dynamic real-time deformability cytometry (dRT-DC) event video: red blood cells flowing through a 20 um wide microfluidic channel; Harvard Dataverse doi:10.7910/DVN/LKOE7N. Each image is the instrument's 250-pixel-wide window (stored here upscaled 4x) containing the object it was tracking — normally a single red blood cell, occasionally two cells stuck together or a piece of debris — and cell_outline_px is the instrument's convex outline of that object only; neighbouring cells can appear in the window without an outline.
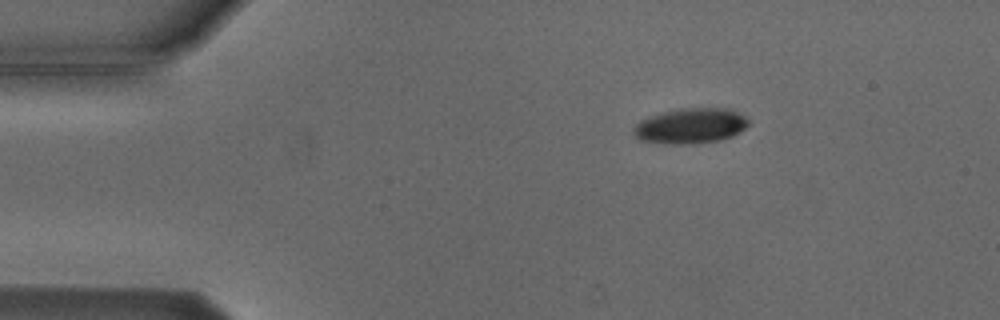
{"species": "Egyptian fruit bat (a non-hibernating species)", "species_latin": "Rousettus aegyptiacus", "temperature_condition": "cold", "stored_images_in_passage": 5, "camera_frame_rate_fps": 3000, "um_per_image_px": 0.085, "animal": {"sex": "male"}, "frame": {"image": 1, "passage_image": 1, "time_ms": 0.0, "image_size_px": [1000, 320], "cell_outline_px": [[748, 124], [740, 132], [732, 136], [720, 140], [696, 144], [672, 144], [640, 140], [632, 136], [632, 128], [640, 120], [648, 116], [680, 108], [728, 108], [744, 116], [748, 120]], "centroid_in_image_um": [58.65, 10.71], "position_along_channel_um": 26.3, "area_um2": 23.81}}
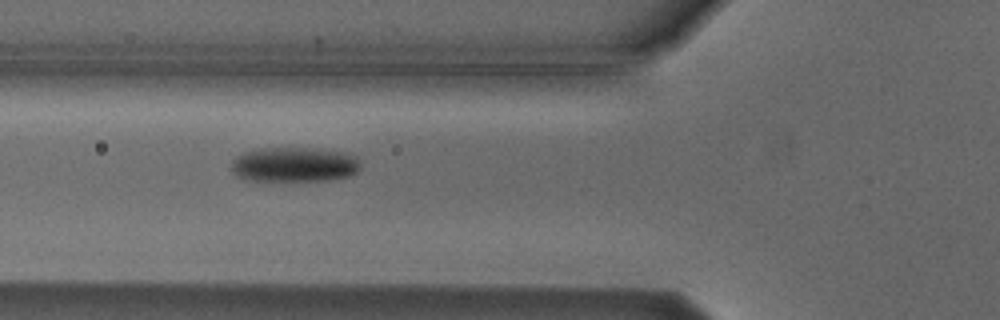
{"frame": {"image": 2, "passage_image": 4, "time_ms": 3.667, "image_size_px": [1000, 320], "cell_outline_px": [[360, 168], [352, 176], [332, 180], [248, 180], [236, 176], [232, 172], [232, 160], [236, 156], [244, 152], [260, 148], [308, 148], [340, 152], [356, 156], [360, 160]], "centroid_in_image_um": [25.02, 13.99], "position_along_channel_um": 100.8, "area_um2": 26.18}}
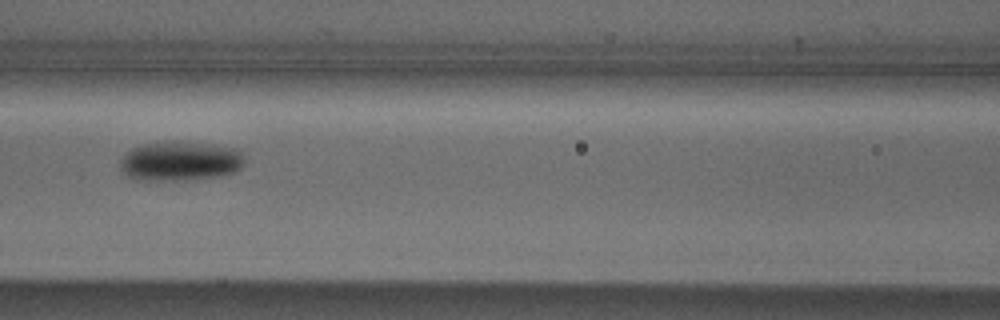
{"frame": {"image": 3, "passage_image": 5, "time_ms": 5.0, "image_size_px": [1000, 320], "cell_outline_px": [[244, 164], [236, 172], [224, 176], [184, 180], [140, 180], [128, 176], [120, 168], [120, 160], [124, 152], [140, 144], [172, 140], [180, 140], [212, 144], [240, 148], [244, 156]], "centroid_in_image_um": [15.35, 13.67], "position_along_channel_um": 151.3, "area_um2": 29.54}}